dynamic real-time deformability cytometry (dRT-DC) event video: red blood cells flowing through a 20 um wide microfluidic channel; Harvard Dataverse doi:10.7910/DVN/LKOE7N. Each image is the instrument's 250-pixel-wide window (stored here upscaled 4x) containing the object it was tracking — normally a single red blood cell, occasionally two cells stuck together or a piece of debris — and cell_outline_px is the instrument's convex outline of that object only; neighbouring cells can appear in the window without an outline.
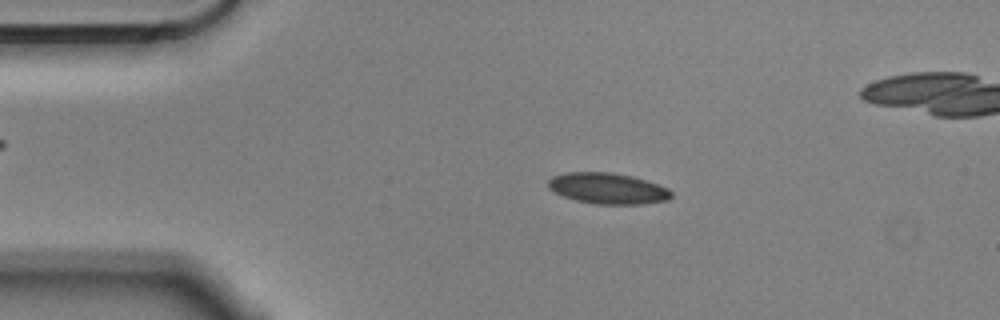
{"species": "Egyptian fruit bat (a non-hibernating species)", "species_latin": "Rousettus aegyptiacus", "temperature_condition": "cold", "stored_images_in_passage": 56, "camera_frame_rate_fps": 3000, "um_per_image_px": 0.085, "animal": {"sex": "male"}, "frame": {"image": 1, "passage_image": 10, "time_ms": 3.0, "image_size_px": [1000, 320], "cell_outline_px": [[672, 196], [668, 200], [640, 204], [596, 204], [576, 200], [564, 196], [548, 188], [548, 180], [552, 176], [564, 172], [612, 172], [632, 176], [668, 188], [672, 192]], "centroid_in_image_um": [51.64, 16.01], "position_along_channel_um": 33.4, "area_um2": 22.14}}
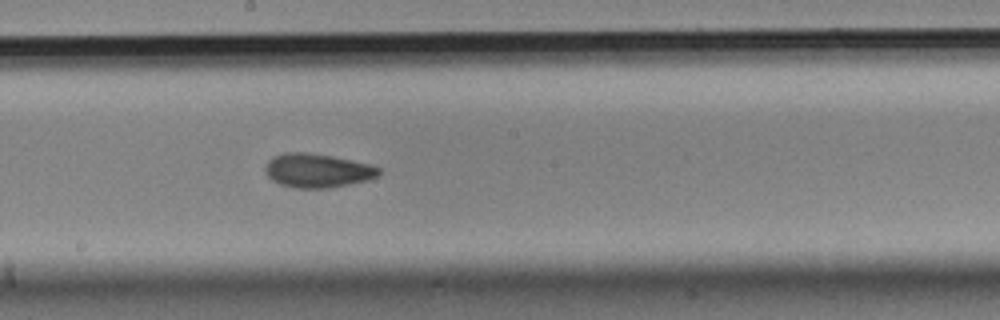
{"frame": {"image": 2, "passage_image": 29, "time_ms": 9.333, "image_size_px": [1000, 320], "cell_outline_px": [[380, 172], [376, 176], [368, 180], [332, 188], [296, 188], [280, 184], [272, 180], [264, 172], [264, 168], [268, 160], [272, 156], [284, 152], [308, 152], [332, 156], [372, 164], [380, 168]], "centroid_in_image_um": [26.96, 14.49], "position_along_channel_um": 221.2, "area_um2": 22.72}}
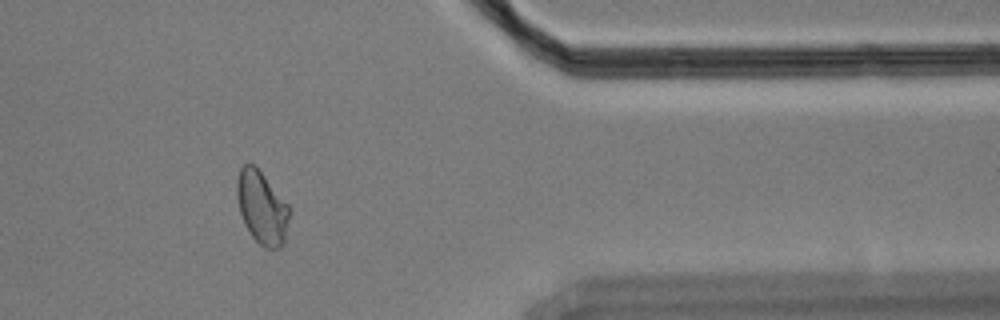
{"frame": {"image": 3, "passage_image": 45, "time_ms": 14.667, "image_size_px": [1000, 320], "cell_outline_px": [[288, 220], [284, 244], [280, 248], [264, 248], [252, 236], [244, 224], [240, 212], [236, 196], [236, 180], [240, 168], [244, 164], [256, 164], [288, 204]], "centroid_in_image_um": [22.24, 17.61], "position_along_channel_um": 389.2, "area_um2": 22.37}, "authors_computed_cell_mechanics": {"area_um2": 22.1374, "velocity_mm_per_s": 3.5472, "shape_relaxation_time_tau1_ms": 8.3597, "shape_relaxation_time_tau2_ms": 2.729, "deformation_change_tau1": 0.1434, "deformation_change_tau2": 0.0688}}